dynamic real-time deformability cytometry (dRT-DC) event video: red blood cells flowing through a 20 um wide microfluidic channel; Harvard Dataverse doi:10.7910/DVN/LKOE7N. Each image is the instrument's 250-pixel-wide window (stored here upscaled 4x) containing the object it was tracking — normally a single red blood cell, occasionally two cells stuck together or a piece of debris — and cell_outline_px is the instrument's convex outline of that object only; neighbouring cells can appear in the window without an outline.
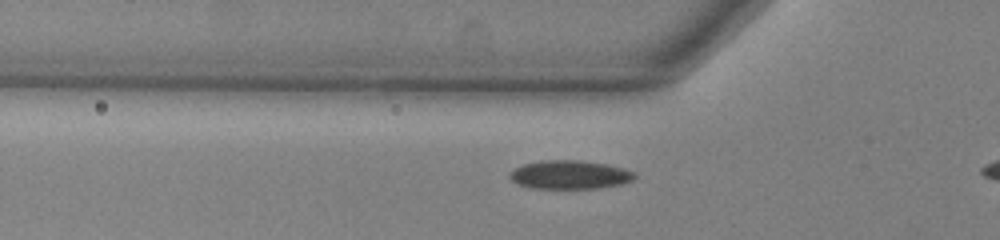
{"species": "common noctule bat (a hibernating species)", "species_latin": "Nyctalus noctula", "temperature_condition": "warm", "stored_images_in_passage": 37, "camera_frame_rate_fps": 3000, "um_per_image_px": 0.085, "animal": {"sex": "male", "body_mass_g": 13.0, "forearm_length_mm": 53.1}, "frame": {"image": 1, "passage_image": 11, "time_ms": 3.333, "image_size_px": [1000, 240], "cell_outline_px": [[636, 176], [632, 180], [620, 184], [600, 188], [528, 188], [516, 184], [508, 176], [508, 172], [524, 164], [540, 160], [580, 160], [608, 164], [624, 168], [636, 172]], "centroid_in_image_um": [48.41, 14.85], "position_along_channel_um": 77.4, "area_um2": 21.04}}
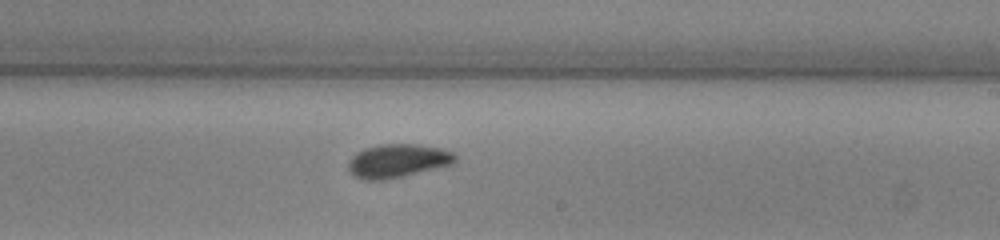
{"frame": {"image": 2, "passage_image": 25, "time_ms": 8.0, "image_size_px": [1000, 240], "cell_outline_px": [[456, 160], [452, 164], [404, 176], [384, 180], [364, 180], [352, 176], [348, 172], [348, 160], [356, 152], [364, 148], [380, 144], [416, 144], [440, 148], [452, 152], [456, 156]], "centroid_in_image_um": [33.74, 13.68], "position_along_channel_um": 255.3, "area_um2": 21.04}}
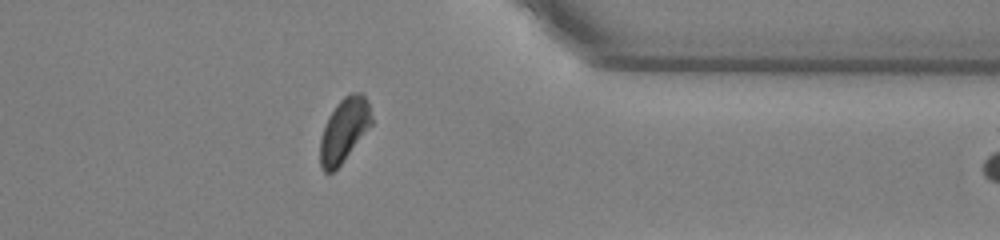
{"frame": {"image": 3, "passage_image": 36, "time_ms": 11.667, "image_size_px": [1000, 240], "cell_outline_px": [[372, 124], [340, 164], [332, 172], [324, 172], [320, 164], [320, 140], [328, 116], [336, 104], [344, 96], [352, 92], [364, 92], [368, 100], [372, 116]], "centroid_in_image_um": [29.26, 11.0], "position_along_channel_um": 382.1, "area_um2": 18.96}}